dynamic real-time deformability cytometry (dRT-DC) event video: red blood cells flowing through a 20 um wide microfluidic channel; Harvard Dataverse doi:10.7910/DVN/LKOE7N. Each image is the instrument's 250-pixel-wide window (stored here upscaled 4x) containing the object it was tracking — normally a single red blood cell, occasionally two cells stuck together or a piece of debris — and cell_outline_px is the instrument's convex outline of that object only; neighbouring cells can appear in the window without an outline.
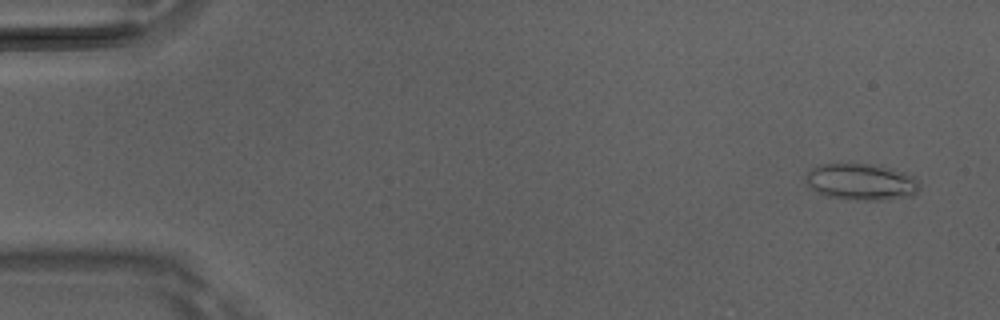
{"species": "Egyptian fruit bat (a non-hibernating species)", "species_latin": "Rousettus aegyptiacus", "temperature_condition": "room temperature", "stored_images_in_passage": 16, "camera_frame_rate_fps": 3000, "um_per_image_px": 0.085, "animal": {"sex": "male"}, "frame": {"image": 1, "passage_image": 3, "time_ms": 0.667, "image_size_px": [1000, 320], "cell_outline_px": [[920, 188], [912, 196], [880, 200], [856, 200], [824, 196], [816, 192], [804, 180], [808, 172], [812, 168], [820, 164], [872, 164], [892, 168], [916, 176], [920, 184]], "centroid_in_image_um": [73.23, 15.46], "position_along_channel_um": 11.8, "area_um2": 24.45}}